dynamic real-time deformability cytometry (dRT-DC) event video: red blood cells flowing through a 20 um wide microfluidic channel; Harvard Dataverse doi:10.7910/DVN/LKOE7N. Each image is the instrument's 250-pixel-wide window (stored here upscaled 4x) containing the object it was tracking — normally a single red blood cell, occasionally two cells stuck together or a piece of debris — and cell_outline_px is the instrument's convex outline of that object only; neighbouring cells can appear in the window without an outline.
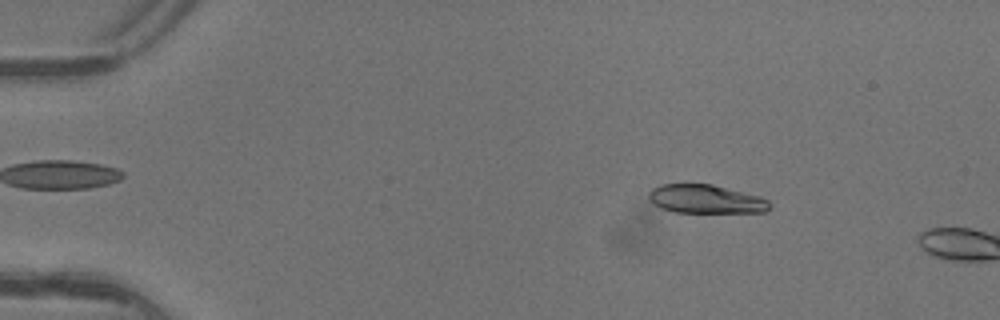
{"species": "common noctule bat (a hibernating species)", "species_latin": "Nyctalus noctula", "temperature_condition": "warm", "stored_images_in_passage": 4, "camera_frame_rate_fps": 3000, "um_per_image_px": 0.085, "animal": {"sex": "female"}, "frame": {"image": 1, "passage_image": 2, "time_ms": 0.333, "image_size_px": [1000, 320], "cell_outline_px": [[772, 204], [764, 212], [676, 212], [660, 208], [648, 196], [648, 192], [652, 188], [660, 184], [712, 184], [760, 196], [768, 200]], "centroid_in_image_um": [60.0, 16.91], "position_along_channel_um": 25.0, "area_um2": 20.06}}